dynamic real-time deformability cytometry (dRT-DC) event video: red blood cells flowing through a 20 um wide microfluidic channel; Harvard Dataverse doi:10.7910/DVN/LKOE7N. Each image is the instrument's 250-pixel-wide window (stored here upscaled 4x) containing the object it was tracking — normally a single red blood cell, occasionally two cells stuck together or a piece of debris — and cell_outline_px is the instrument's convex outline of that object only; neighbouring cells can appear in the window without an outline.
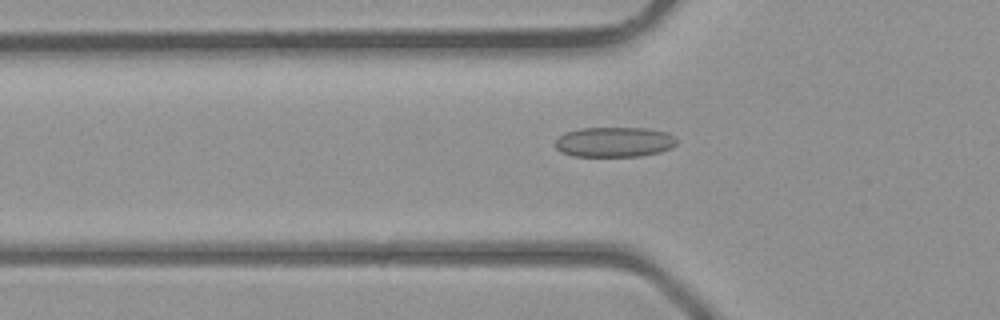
{"species": "common noctule bat (a hibernating species)", "species_latin": "Nyctalus noctula", "temperature_condition": "room temperature", "stored_images_in_passage": 29, "camera_frame_rate_fps": 3000, "um_per_image_px": 0.085, "animal": {"sex": "male", "body_mass_g": 23.1, "forearm_length_mm": 52.7}, "frame": {"image": 1, "passage_image": 4, "time_ms": 1.0, "image_size_px": [1000, 320], "cell_outline_px": [[676, 144], [672, 148], [660, 152], [640, 156], [572, 156], [560, 152], [556, 148], [556, 140], [564, 132], [580, 128], [648, 128], [664, 132], [672, 136], [676, 140]], "centroid_in_image_um": [52.19, 12.07], "position_along_channel_um": 73.6, "area_um2": 21.27}}
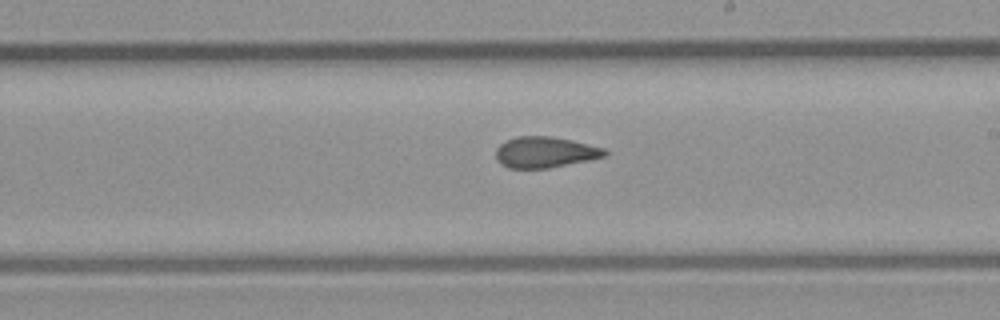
{"frame": {"image": 2, "passage_image": 14, "time_ms": 4.333, "image_size_px": [1000, 320], "cell_outline_px": [[608, 152], [604, 156], [588, 160], [548, 168], [508, 168], [500, 164], [496, 160], [496, 148], [500, 144], [516, 136], [548, 136], [572, 140], [604, 148]], "centroid_in_image_um": [46.29, 12.94], "position_along_channel_um": 242.7, "area_um2": 19.54}}
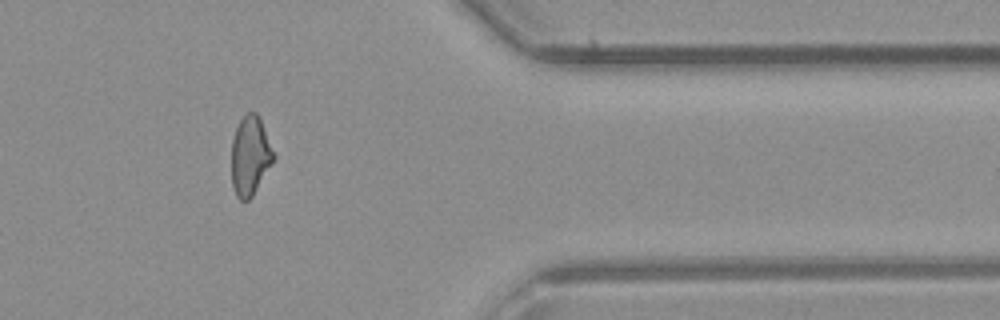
{"frame": {"image": 3, "passage_image": 24, "time_ms": 7.667, "image_size_px": [1000, 320], "cell_outline_px": [[276, 156], [252, 196], [248, 200], [240, 200], [236, 196], [232, 184], [232, 140], [236, 128], [240, 120], [248, 112], [256, 112], [260, 120]], "centroid_in_image_um": [21.25, 13.25], "position_along_channel_um": 390.1, "area_um2": 19.07}}